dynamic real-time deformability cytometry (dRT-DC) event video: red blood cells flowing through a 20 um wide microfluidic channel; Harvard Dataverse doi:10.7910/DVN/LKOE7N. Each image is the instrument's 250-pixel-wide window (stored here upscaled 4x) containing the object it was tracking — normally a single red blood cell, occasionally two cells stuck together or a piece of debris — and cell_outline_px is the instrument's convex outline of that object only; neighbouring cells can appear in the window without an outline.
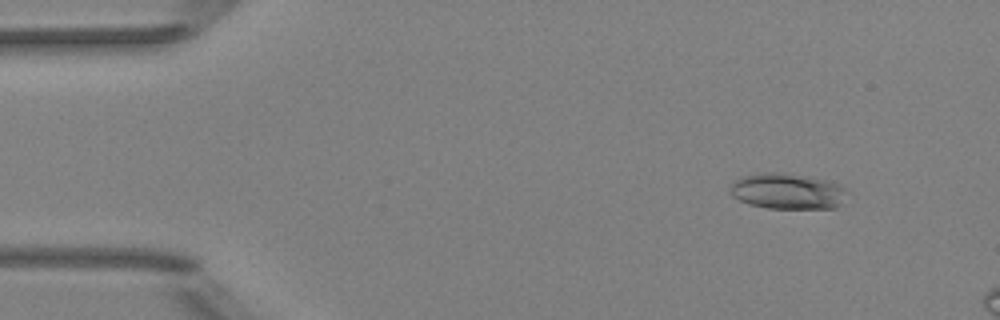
{"species": "Egyptian fruit bat (a non-hibernating species)", "species_latin": "Rousettus aegyptiacus", "temperature_condition": "room temperature", "stored_images_in_passage": 5, "camera_frame_rate_fps": 3000, "um_per_image_px": 0.085, "animal": {"sex": "female"}, "frame": {"image": 1, "passage_image": 2, "time_ms": 1.0, "image_size_px": [1000, 320], "cell_outline_px": [[852, 192], [836, 208], [768, 208], [748, 204], [732, 196], [732, 180], [740, 176], [764, 172], [772, 172], [824, 180], [840, 184], [848, 188]], "centroid_in_image_um": [66.98, 16.27], "position_along_channel_um": 18.0, "area_um2": 24.39}}